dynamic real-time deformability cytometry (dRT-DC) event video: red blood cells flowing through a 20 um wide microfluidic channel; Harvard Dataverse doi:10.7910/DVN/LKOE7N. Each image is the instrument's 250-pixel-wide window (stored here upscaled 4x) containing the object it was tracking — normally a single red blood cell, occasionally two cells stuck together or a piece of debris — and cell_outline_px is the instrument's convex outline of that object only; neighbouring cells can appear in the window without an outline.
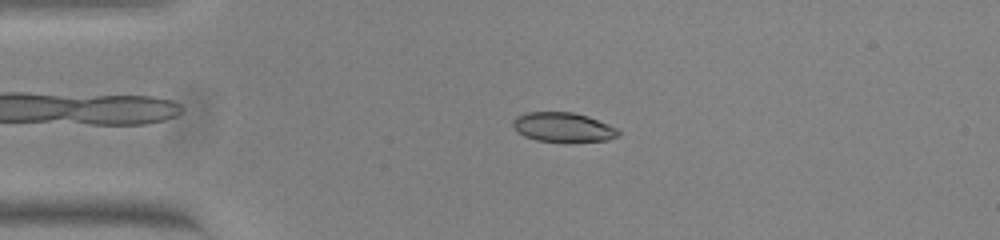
{"species": "common noctule bat (a hibernating species)", "species_latin": "Nyctalus noctula", "temperature_condition": "warm", "stored_images_in_passage": 52, "camera_frame_rate_fps": 3000, "um_per_image_px": 0.085, "animal": {"sex": "female", "body_mass_g": 23.0, "forearm_length_mm": 53.4}, "frame": {"image": 1, "passage_image": 11, "time_ms": 3.333, "image_size_px": [1000, 240], "cell_outline_px": [[620, 136], [608, 140], [536, 140], [524, 136], [516, 132], [512, 124], [512, 120], [516, 116], [528, 112], [572, 112], [588, 116], [608, 124], [616, 128], [620, 132]], "centroid_in_image_um": [47.83, 10.78], "position_along_channel_um": 37.2, "area_um2": 17.74}}
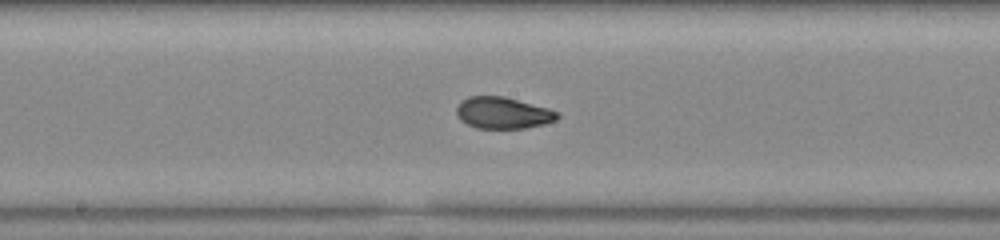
{"frame": {"image": 2, "passage_image": 27, "time_ms": 8.667, "image_size_px": [1000, 240], "cell_outline_px": [[560, 116], [556, 120], [544, 124], [524, 128], [476, 128], [460, 120], [456, 116], [456, 108], [468, 96], [504, 96], [548, 108], [560, 112]], "centroid_in_image_um": [42.77, 9.6], "position_along_channel_um": 205.4, "area_um2": 18.55}}
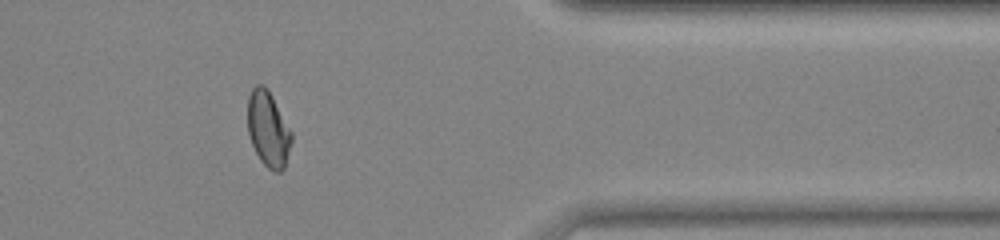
{"frame": {"image": 3, "passage_image": 43, "time_ms": 14.0, "image_size_px": [1000, 240], "cell_outline_px": [[292, 140], [284, 168], [280, 172], [276, 172], [268, 168], [260, 160], [252, 144], [248, 132], [248, 96], [252, 88], [256, 84], [264, 84], [268, 88], [292, 132]], "centroid_in_image_um": [22.79, 10.94], "position_along_channel_um": 388.6, "area_um2": 19.31}, "authors_computed_cell_mechanics": {"area_um2": 18.9295, "velocity_mm_per_s": 3.8165, "shape_relaxation_time_tau1_ms": 5.3074, "shape_relaxation_time_tau2_ms": 0.8933, "deformation_change_tau1": 0.1749, "deformation_change_tau2": 0.0476}}